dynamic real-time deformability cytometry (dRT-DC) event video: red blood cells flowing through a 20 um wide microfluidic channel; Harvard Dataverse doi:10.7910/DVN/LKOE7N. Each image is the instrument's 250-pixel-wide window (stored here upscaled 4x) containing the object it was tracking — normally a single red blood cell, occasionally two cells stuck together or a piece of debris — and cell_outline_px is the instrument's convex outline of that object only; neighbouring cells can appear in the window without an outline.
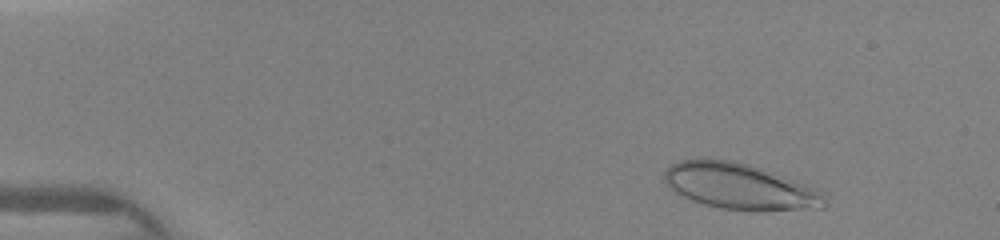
{"species": "human", "species_latin": "Homo sapiens", "temperature_condition": "warm", "stored_images_in_passage": 31, "camera_frame_rate_fps": 3000, "um_per_image_px": 0.085, "donor": {"sex": "female"}, "frame": {"image": 1, "passage_image": 4, "time_ms": 1.0, "image_size_px": [1000, 240], "cell_outline_px": [[828, 204], [824, 208], [756, 212], [720, 208], [704, 204], [692, 200], [668, 188], [664, 180], [664, 172], [672, 164], [680, 160], [696, 156], [704, 156], [732, 160], [748, 164], [760, 168], [816, 188], [824, 192], [828, 196]], "centroid_in_image_um": [62.9, 15.84], "position_along_channel_um": 22.1, "area_um2": 43.99}}
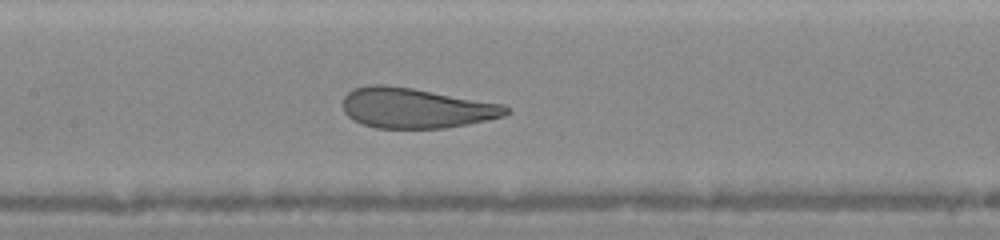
{"frame": {"image": 2, "passage_image": 19, "time_ms": 6.667, "image_size_px": [1000, 240], "cell_outline_px": [[512, 112], [504, 116], [468, 124], [444, 128], [376, 128], [352, 120], [344, 112], [344, 96], [352, 88], [368, 84], [384, 84], [412, 88], [504, 104]], "centroid_in_image_um": [35.34, 9.18], "position_along_channel_um": 172.1, "area_um2": 38.32}}
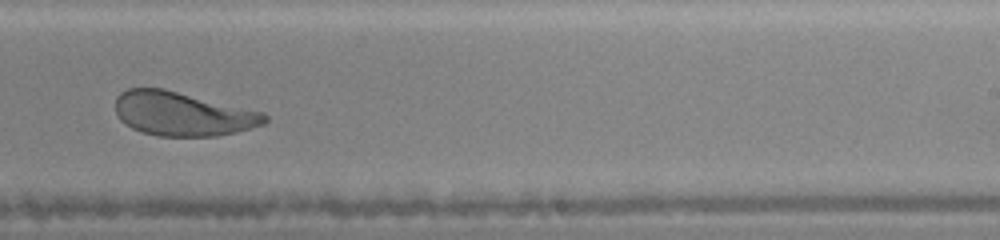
{"frame": {"image": 3, "passage_image": 28, "time_ms": 9.0, "image_size_px": [1000, 240], "cell_outline_px": [[268, 120], [264, 124], [236, 132], [216, 136], [156, 136], [140, 132], [132, 128], [120, 120], [116, 112], [116, 96], [120, 92], [128, 88], [164, 88], [264, 112], [268, 116]], "centroid_in_image_um": [15.51, 9.67], "position_along_channel_um": 273.5, "area_um2": 38.49}}